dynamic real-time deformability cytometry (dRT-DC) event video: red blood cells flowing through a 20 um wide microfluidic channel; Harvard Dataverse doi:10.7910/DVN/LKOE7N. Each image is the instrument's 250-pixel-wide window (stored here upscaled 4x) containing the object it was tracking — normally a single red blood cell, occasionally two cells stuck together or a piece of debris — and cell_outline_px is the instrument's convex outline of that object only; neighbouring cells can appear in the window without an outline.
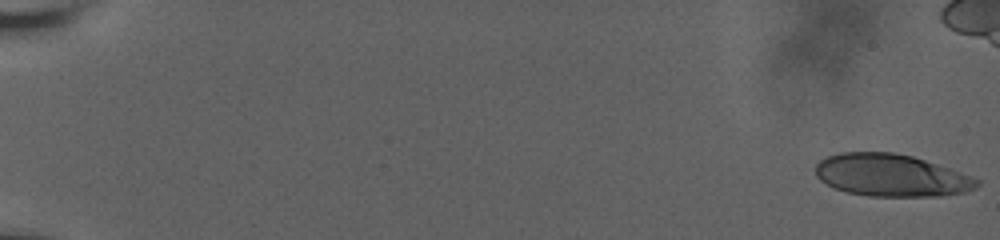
{"species": "human", "species_latin": "Homo sapiens", "temperature_condition": "room temperature", "stored_images_in_passage": 5, "camera_frame_rate_fps": 3000, "um_per_image_px": 0.085, "donor": {"sex": "male"}, "frame": {"image": 1, "passage_image": 1, "time_ms": 0.0, "image_size_px": [1000, 240], "cell_outline_px": [[980, 184], [976, 188], [964, 192], [940, 196], [872, 196], [848, 192], [836, 188], [820, 180], [816, 176], [816, 164], [820, 160], [828, 156], [840, 152], [892, 152], [912, 156], [948, 168], [980, 180]], "centroid_in_image_um": [75.74, 14.9], "position_along_channel_um": 9.3, "area_um2": 39.42}}